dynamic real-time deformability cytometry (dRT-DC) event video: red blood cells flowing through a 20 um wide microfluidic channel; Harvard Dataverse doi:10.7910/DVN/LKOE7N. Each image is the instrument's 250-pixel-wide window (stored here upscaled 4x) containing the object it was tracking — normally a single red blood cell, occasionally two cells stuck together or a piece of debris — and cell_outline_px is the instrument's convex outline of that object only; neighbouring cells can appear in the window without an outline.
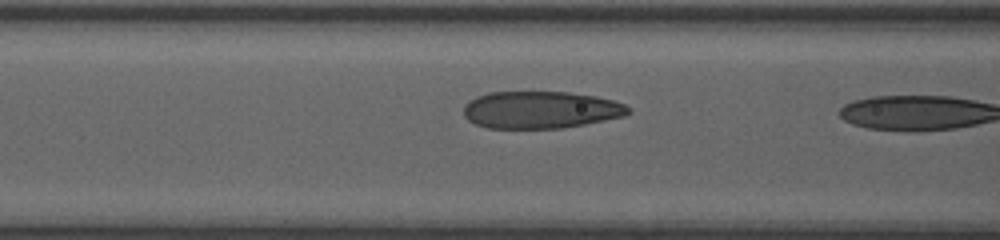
{"species": "human", "species_latin": "Homo sapiens", "temperature_condition": "room temperature", "stored_images_in_passage": 4, "camera_frame_rate_fps": 3000, "um_per_image_px": 0.085, "donor": {"sex": "female"}, "frame": {"image": 1, "passage_image": 3, "time_ms": 0.667, "image_size_px": [1000, 240], "cell_outline_px": [[632, 112], [624, 116], [584, 124], [560, 128], [488, 128], [476, 124], [468, 120], [464, 116], [464, 104], [468, 100], [476, 96], [488, 92], [568, 92], [596, 96], [612, 100], [624, 104], [632, 108]], "centroid_in_image_um": [45.94, 9.33], "position_along_channel_um": 120.7, "area_um2": 35.84}}